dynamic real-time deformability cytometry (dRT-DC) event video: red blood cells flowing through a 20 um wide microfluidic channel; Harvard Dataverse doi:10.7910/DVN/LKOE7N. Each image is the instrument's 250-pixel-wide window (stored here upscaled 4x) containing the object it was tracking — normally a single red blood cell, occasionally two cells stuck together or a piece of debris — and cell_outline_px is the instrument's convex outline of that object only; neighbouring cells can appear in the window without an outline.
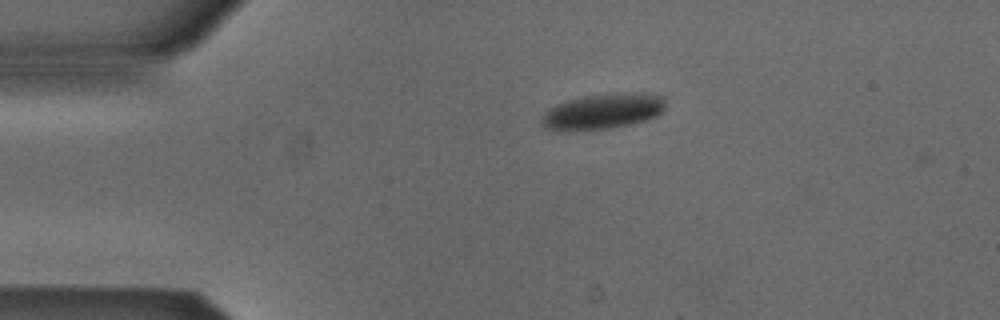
{"species": "Egyptian fruit bat (a non-hibernating species)", "species_latin": "Rousettus aegyptiacus", "temperature_condition": "cold", "stored_images_in_passage": 43, "camera_frame_rate_fps": 3000, "um_per_image_px": 0.085, "animal": {"sex": "male"}, "frame": {"image": 1, "passage_image": 1, "time_ms": 0.0, "image_size_px": [1000, 320], "cell_outline_px": [[664, 108], [656, 116], [644, 120], [628, 124], [608, 128], [544, 128], [540, 120], [556, 104], [568, 100], [584, 96], [624, 92], [664, 96]], "centroid_in_image_um": [51.3, 9.42], "position_along_channel_um": 33.7, "area_um2": 24.33}}
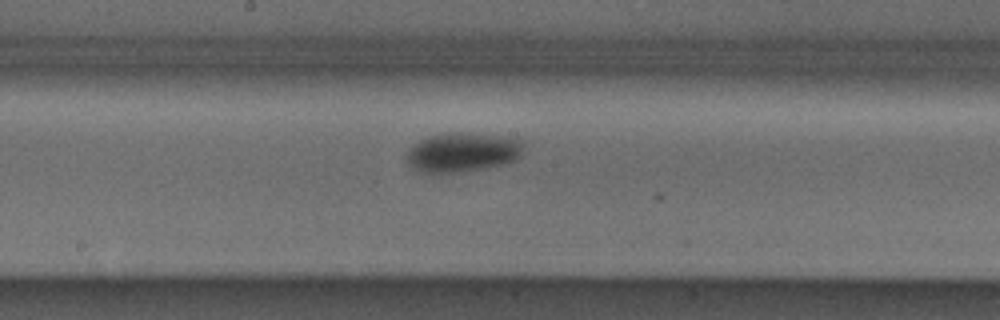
{"frame": {"image": 2, "passage_image": 18, "time_ms": 5.667, "image_size_px": [1000, 320], "cell_outline_px": [[524, 144], [520, 156], [516, 160], [504, 164], [488, 168], [456, 172], [420, 172], [412, 168], [408, 164], [408, 152], [420, 140], [428, 136], [440, 132], [464, 132], [520, 136], [524, 140]], "centroid_in_image_um": [39.42, 12.9], "position_along_channel_um": 208.8, "area_um2": 27.46}}
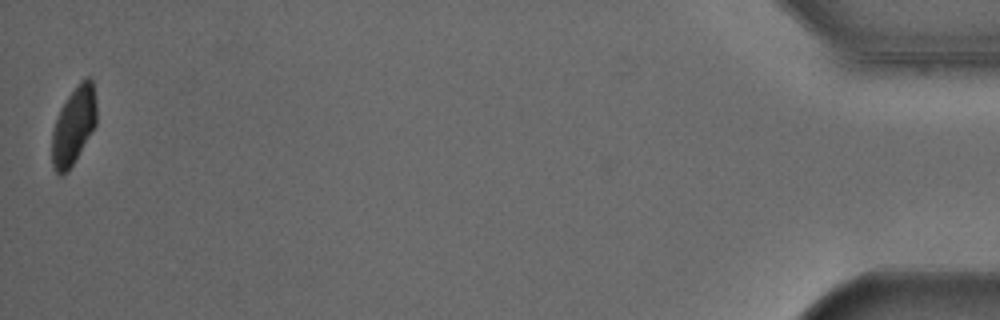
{"frame": {"image": 3, "passage_image": 43, "time_ms": 14.0, "image_size_px": [1000, 320], "cell_outline_px": [[96, 124], [68, 172], [60, 176], [56, 172], [52, 164], [52, 132], [60, 108], [68, 96], [80, 80], [88, 76], [92, 80], [96, 104]], "centroid_in_image_um": [6.25, 10.68], "position_along_channel_um": 428.9, "area_um2": 20.0}, "authors_computed_cell_mechanics": {"area_um2": 25.6632, "velocity_mm_per_s": 3.8325, "shape_relaxation_time_tau1_ms": 7.3694, "shape_relaxation_time_tau2_ms": null, "deformation_change_tau1": 0.1145, "deformation_change_tau2": null}}